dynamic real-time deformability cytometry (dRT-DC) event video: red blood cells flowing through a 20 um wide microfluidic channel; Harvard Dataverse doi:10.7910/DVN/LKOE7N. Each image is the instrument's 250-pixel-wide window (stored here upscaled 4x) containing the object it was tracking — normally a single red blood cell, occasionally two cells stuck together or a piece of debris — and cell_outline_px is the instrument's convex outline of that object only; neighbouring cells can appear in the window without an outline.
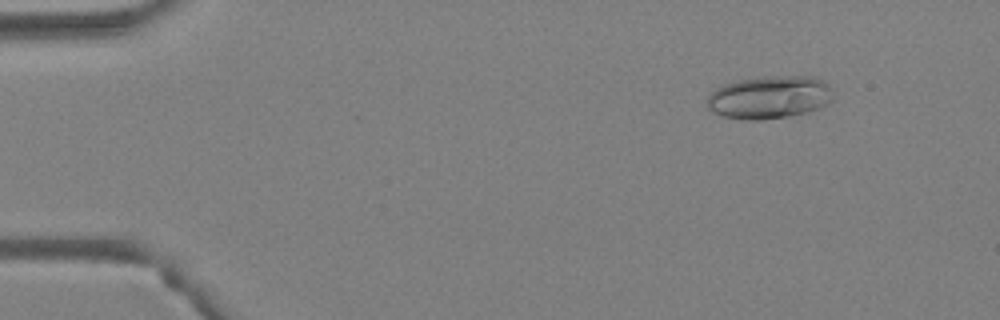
{"species": "Egyptian fruit bat (a non-hibernating species)", "species_latin": "Rousettus aegyptiacus", "temperature_condition": "warm", "stored_images_in_passage": 46, "camera_frame_rate_fps": 3000, "um_per_image_px": 0.085, "animal": {"sex": "female"}, "frame": {"image": 1, "passage_image": 4, "time_ms": 1.0, "image_size_px": [1000, 320], "cell_outline_px": [[832, 100], [828, 104], [804, 112], [788, 116], [764, 120], [744, 120], [724, 116], [712, 112], [708, 108], [708, 96], [716, 88], [724, 84], [740, 80], [760, 76], [816, 76], [824, 80], [828, 84]], "centroid_in_image_um": [65.39, 8.26], "position_along_channel_um": 19.6, "area_um2": 31.44}}
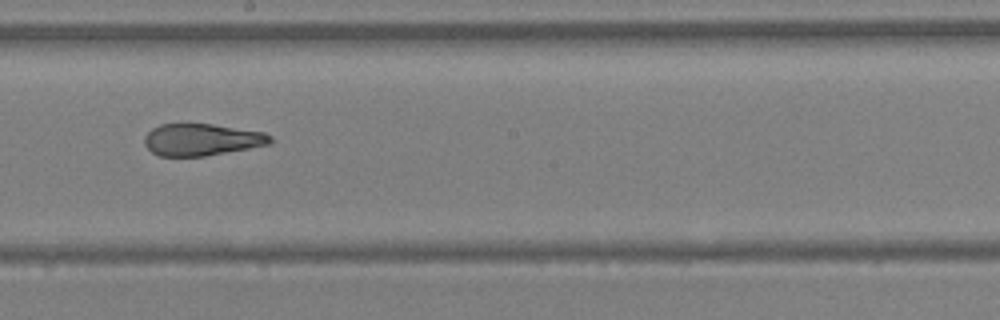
{"frame": {"image": 2, "passage_image": 26, "time_ms": 8.333, "image_size_px": [1000, 320], "cell_outline_px": [[272, 144], [204, 156], [160, 156], [152, 152], [144, 144], [144, 136], [152, 128], [160, 124], [212, 124], [264, 132], [272, 136]], "centroid_in_image_um": [17.15, 11.87], "position_along_channel_um": 231.1, "area_um2": 23.41}}
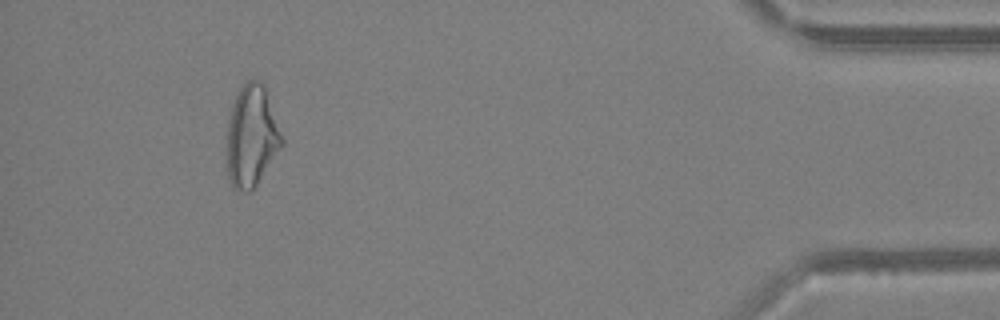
{"frame": {"image": 3, "passage_image": 43, "time_ms": 14.0, "image_size_px": [1000, 320], "cell_outline_px": [[284, 144], [256, 184], [248, 192], [232, 188], [228, 180], [228, 120], [232, 104], [240, 88], [248, 80], [260, 80], [264, 84], [284, 140]], "centroid_in_image_um": [21.4, 11.56], "position_along_channel_um": 413.8, "area_um2": 32.19}, "authors_computed_cell_mechanics": {"area_um2": 27.3972, "velocity_mm_per_s": 4.2995, "shape_relaxation_time_tau1_ms": 10.689, "shape_relaxation_time_tau2_ms": 1.7741, "deformation_change_tau1": 0.283, "deformation_change_tau2": 0.0957}}